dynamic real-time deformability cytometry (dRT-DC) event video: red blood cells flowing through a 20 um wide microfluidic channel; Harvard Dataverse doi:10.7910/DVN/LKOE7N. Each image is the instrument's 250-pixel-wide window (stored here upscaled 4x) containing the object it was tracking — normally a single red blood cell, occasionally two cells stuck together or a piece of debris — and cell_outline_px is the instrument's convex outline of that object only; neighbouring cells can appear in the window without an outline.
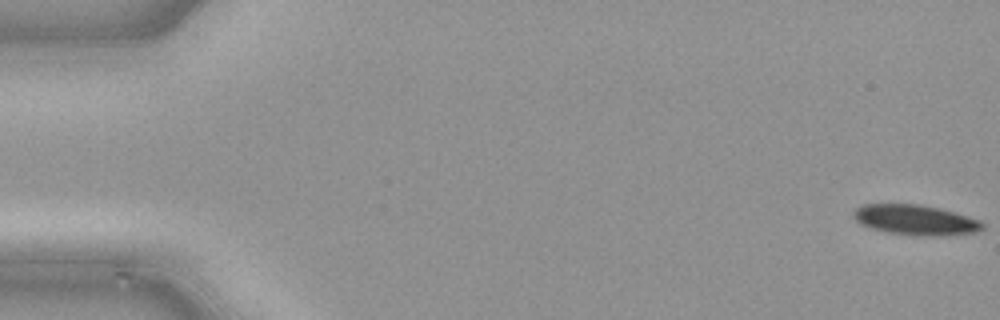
{"species": "common noctule bat (a hibernating species)", "species_latin": "Nyctalus noctula", "temperature_condition": "cold", "stored_images_in_passage": 49, "camera_frame_rate_fps": 3000, "um_per_image_px": 0.085, "animal": {"sex": "male", "body_mass_g": 21.5, "forearm_length_mm": 52.0}, "frame": {"image": 1, "passage_image": 1, "time_ms": 0.0, "image_size_px": [1000, 320], "cell_outline_px": [[984, 228], [972, 232], [932, 236], [928, 236], [888, 232], [872, 228], [856, 220], [852, 212], [856, 208], [864, 204], [920, 204], [940, 208], [956, 212], [980, 220], [984, 224]], "centroid_in_image_um": [77.83, 18.67], "position_along_channel_um": 7.2, "area_um2": 22.31}}
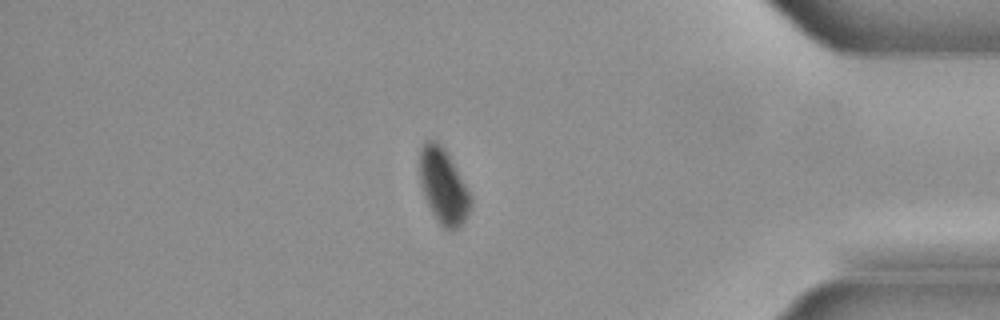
{"frame": {"image": 2, "passage_image": 42, "time_ms": 13.667, "image_size_px": [1000, 320], "cell_outline_px": [[472, 204], [464, 220], [456, 228], [444, 228], [436, 220], [424, 196], [420, 180], [420, 148], [424, 140], [436, 140], [444, 148], [464, 184], [472, 200]], "centroid_in_image_um": [37.65, 15.8], "position_along_channel_um": 397.6, "area_um2": 21.68}}
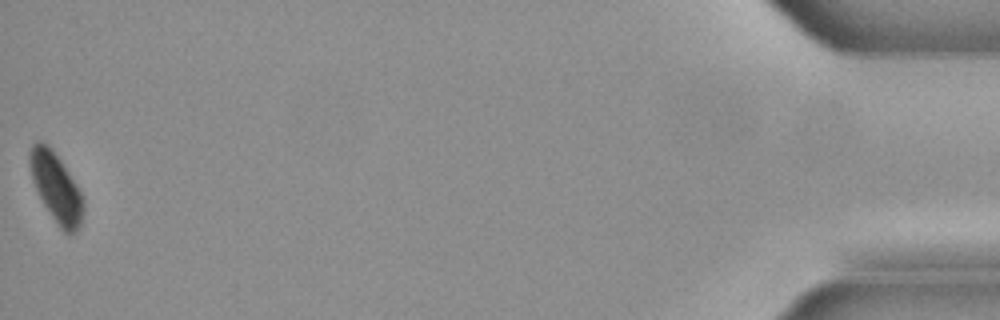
{"frame": {"image": 3, "passage_image": 49, "time_ms": 16.0, "image_size_px": [1000, 320], "cell_outline_px": [[84, 208], [80, 224], [68, 236], [60, 228], [44, 204], [32, 180], [28, 160], [28, 152], [32, 144], [36, 140], [40, 140], [48, 144], [52, 148], [84, 196]], "centroid_in_image_um": [4.75, 15.88], "position_along_channel_um": 430.4, "area_um2": 21.5}}